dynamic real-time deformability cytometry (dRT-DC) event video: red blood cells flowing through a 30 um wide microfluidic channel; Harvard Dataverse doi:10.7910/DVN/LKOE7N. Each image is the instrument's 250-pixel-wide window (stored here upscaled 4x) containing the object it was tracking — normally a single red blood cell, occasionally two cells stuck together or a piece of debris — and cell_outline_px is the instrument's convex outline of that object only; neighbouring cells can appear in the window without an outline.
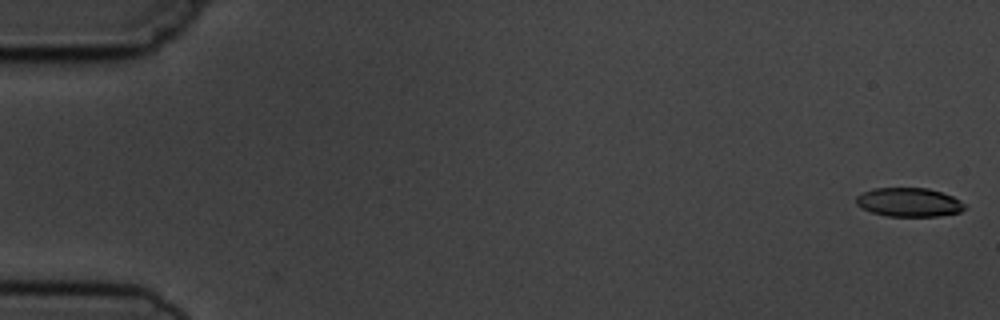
{"species": "common noctule bat (a hibernating species)", "species_latin": "Nyctalus noctula", "temperature_condition": "cold", "stored_images_in_passage": 6, "camera_frame_rate_fps": 3000, "um_per_image_px": 0.085, "animal": {"sex": "male", "body_mass_g": 19.5, "forearm_length_mm": 54.6}, "frame": {"image": 1, "passage_image": 1, "time_ms": 0.0, "image_size_px": [1000, 320], "cell_outline_px": [[964, 208], [960, 212], [936, 216], [888, 216], [872, 212], [856, 204], [856, 196], [872, 188], [928, 188], [952, 196], [960, 200], [964, 204]], "centroid_in_image_um": [77.25, 17.18], "position_along_channel_um": 7.7, "area_um2": 18.03}}